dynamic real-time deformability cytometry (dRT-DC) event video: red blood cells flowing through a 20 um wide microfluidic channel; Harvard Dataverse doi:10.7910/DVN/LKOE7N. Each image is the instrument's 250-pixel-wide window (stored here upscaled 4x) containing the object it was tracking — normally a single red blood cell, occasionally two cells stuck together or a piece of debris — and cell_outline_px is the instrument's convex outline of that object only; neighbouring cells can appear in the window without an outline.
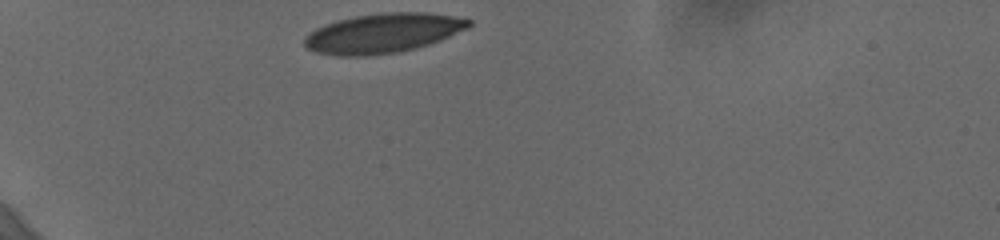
{"species": "human", "species_latin": "Homo sapiens", "temperature_condition": "cold", "stored_images_in_passage": 33, "camera_frame_rate_fps": 3000, "um_per_image_px": 0.085, "donor": {"sex": "female"}, "frame": {"image": 1, "passage_image": 1, "time_ms": 0.0, "image_size_px": [1000, 240], "cell_outline_px": [[472, 24], [468, 28], [440, 40], [428, 44], [396, 52], [368, 56], [336, 56], [316, 52], [308, 48], [304, 44], [304, 36], [316, 28], [340, 20], [356, 16], [384, 12], [424, 12], [452, 16], [472, 20]], "centroid_in_image_um": [32.54, 2.82], "position_along_channel_um": 52.5, "area_um2": 37.51}}
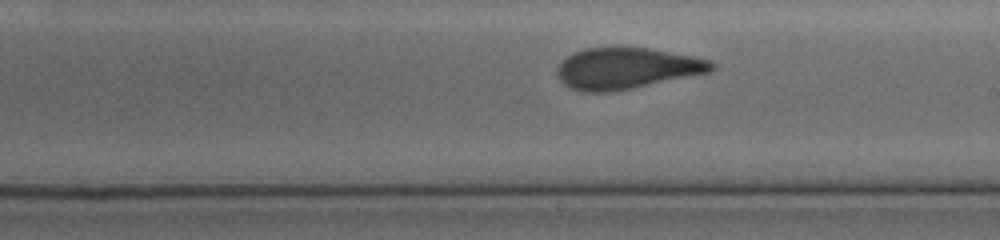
{"frame": {"image": 2, "passage_image": 19, "time_ms": 6.0, "image_size_px": [1000, 240], "cell_outline_px": [[716, 68], [708, 72], [632, 88], [612, 92], [580, 92], [568, 88], [556, 76], [556, 68], [568, 56], [584, 48], [652, 48], [696, 56], [708, 60], [716, 64]], "centroid_in_image_um": [53.25, 5.81], "position_along_channel_um": 235.8, "area_um2": 37.05}}
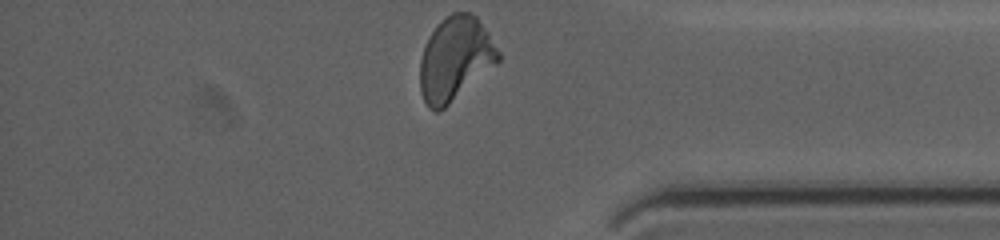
{"frame": {"image": 3, "passage_image": 33, "time_ms": 10.667, "image_size_px": [1000, 240], "cell_outline_px": [[500, 60], [496, 64], [444, 108], [436, 112], [428, 108], [420, 92], [420, 60], [428, 36], [436, 24], [452, 12], [468, 12], [476, 16], [488, 32], [500, 52]], "centroid_in_image_um": [38.67, 4.98], "position_along_channel_um": 396.5, "area_um2": 38.09}, "authors_computed_cell_mechanics": {"area_um2": 37.6856, "velocity_mm_per_s": 3.6434, "shape_relaxation_time_tau1_ms": 7.5318, "shape_relaxation_time_tau2_ms": 1.032, "deformation_change_tau1": 0.2086, "deformation_change_tau2": 0.0691}}